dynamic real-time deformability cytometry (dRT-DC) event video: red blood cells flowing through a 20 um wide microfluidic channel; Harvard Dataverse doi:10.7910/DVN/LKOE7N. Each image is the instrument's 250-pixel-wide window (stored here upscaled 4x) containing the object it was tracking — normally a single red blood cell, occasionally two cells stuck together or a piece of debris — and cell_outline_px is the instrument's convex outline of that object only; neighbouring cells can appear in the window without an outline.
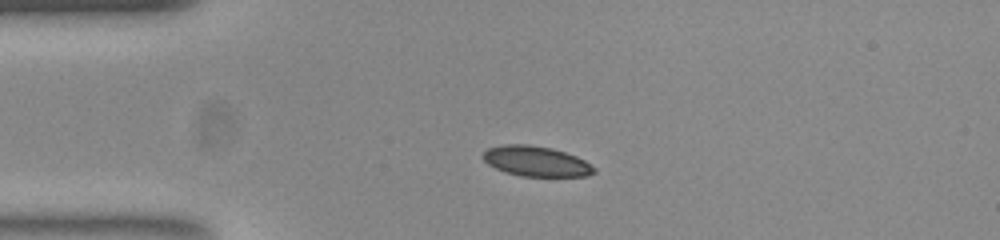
{"species": "common noctule bat (a hibernating species)", "species_latin": "Nyctalus noctula", "temperature_condition": "room temperature", "stored_images_in_passage": 35, "camera_frame_rate_fps": 3000, "um_per_image_px": 0.085, "animal": {"sex": "female", "body_mass_g": 23.0, "forearm_length_mm": 53.4}, "frame": {"image": 1, "passage_image": 1, "time_ms": 0.0, "image_size_px": [1000, 240], "cell_outline_px": [[596, 172], [588, 176], [520, 176], [504, 172], [488, 164], [484, 160], [484, 152], [488, 148], [504, 144], [528, 144], [552, 148], [576, 156], [584, 160], [596, 168]], "centroid_in_image_um": [45.58, 13.71], "position_along_channel_um": 39.4, "area_um2": 19.54}}
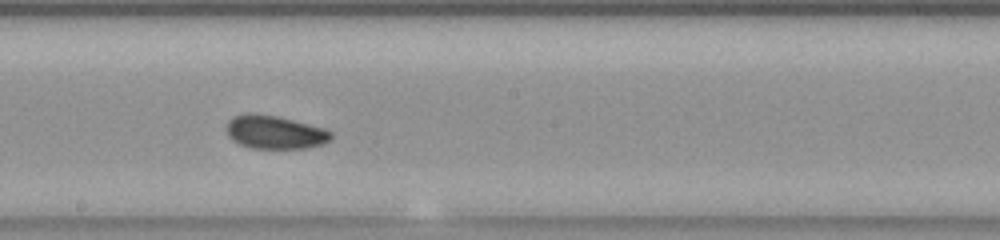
{"frame": {"image": 2, "passage_image": 18, "time_ms": 5.667, "image_size_px": [1000, 240], "cell_outline_px": [[332, 136], [324, 144], [304, 148], [252, 148], [240, 144], [232, 140], [228, 136], [228, 120], [232, 116], [248, 112], [252, 112], [276, 116], [324, 128], [332, 132]], "centroid_in_image_um": [23.34, 11.22], "position_along_channel_um": 224.9, "area_um2": 20.23}}
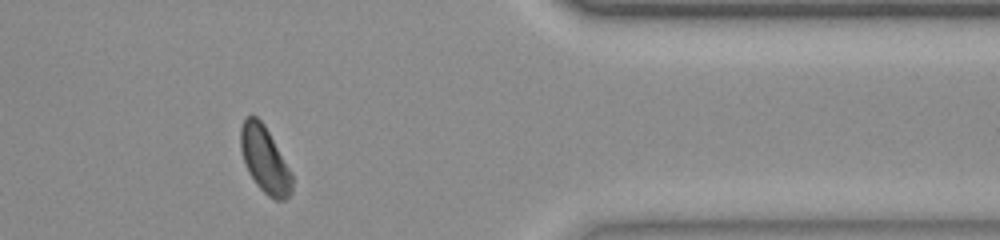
{"frame": {"image": 3, "passage_image": 33, "time_ms": 10.667, "image_size_px": [1000, 240], "cell_outline_px": [[292, 192], [284, 200], [276, 200], [268, 196], [256, 184], [248, 172], [240, 148], [240, 128], [244, 120], [248, 116], [256, 116], [264, 124], [292, 172]], "centroid_in_image_um": [22.51, 13.58], "position_along_channel_um": 388.9, "area_um2": 19.77}, "authors_computed_cell_mechanics": {"area_um2": 20.0566, "velocity_mm_per_s": 3.7383, "shape_relaxation_time_tau1_ms": 7.9818, "shape_relaxation_time_tau2_ms": 4.0072, "deformation_change_tau1": 0.1314, "deformation_change_tau2": 0.0812}}